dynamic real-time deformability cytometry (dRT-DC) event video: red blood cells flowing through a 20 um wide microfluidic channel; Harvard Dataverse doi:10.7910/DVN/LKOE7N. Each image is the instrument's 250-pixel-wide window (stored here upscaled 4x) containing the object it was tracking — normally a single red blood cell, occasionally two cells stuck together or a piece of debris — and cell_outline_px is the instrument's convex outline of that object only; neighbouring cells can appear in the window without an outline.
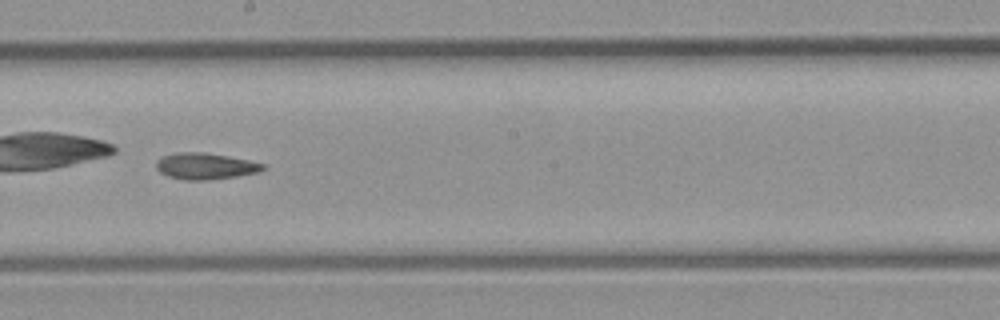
{"species": "common noctule bat (a hibernating species)", "species_latin": "Nyctalus noctula", "temperature_condition": "room temperature", "stored_images_in_passage": 30, "camera_frame_rate_fps": 3000, "um_per_image_px": 0.085, "animal": {"sex": "male", "body_mass_g": 23.1, "forearm_length_mm": 52.7}, "frame": {"image": 1, "passage_image": 18, "time_ms": 5.667, "image_size_px": [1000, 320], "cell_outline_px": [[264, 168], [256, 172], [236, 176], [208, 180], [184, 180], [168, 176], [160, 172], [156, 168], [156, 160], [164, 156], [176, 152], [204, 152], [228, 156], [248, 160], [264, 164]], "centroid_in_image_um": [17.4, 14.12], "position_along_channel_um": 230.8, "area_um2": 16.24}}
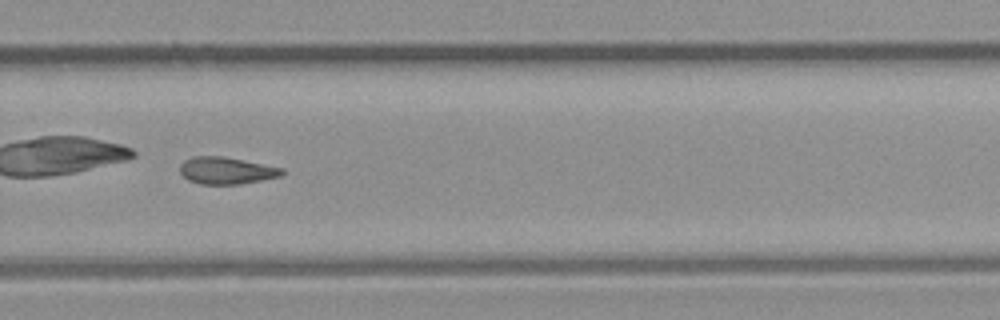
{"frame": {"image": 2, "passage_image": 22, "time_ms": 7.0, "image_size_px": [1000, 320], "cell_outline_px": [[284, 172], [280, 176], [240, 184], [200, 184], [188, 180], [180, 172], [180, 164], [184, 160], [192, 156], [224, 156], [284, 168]], "centroid_in_image_um": [19.22, 14.49], "position_along_channel_um": 310.6, "area_um2": 16.07}}